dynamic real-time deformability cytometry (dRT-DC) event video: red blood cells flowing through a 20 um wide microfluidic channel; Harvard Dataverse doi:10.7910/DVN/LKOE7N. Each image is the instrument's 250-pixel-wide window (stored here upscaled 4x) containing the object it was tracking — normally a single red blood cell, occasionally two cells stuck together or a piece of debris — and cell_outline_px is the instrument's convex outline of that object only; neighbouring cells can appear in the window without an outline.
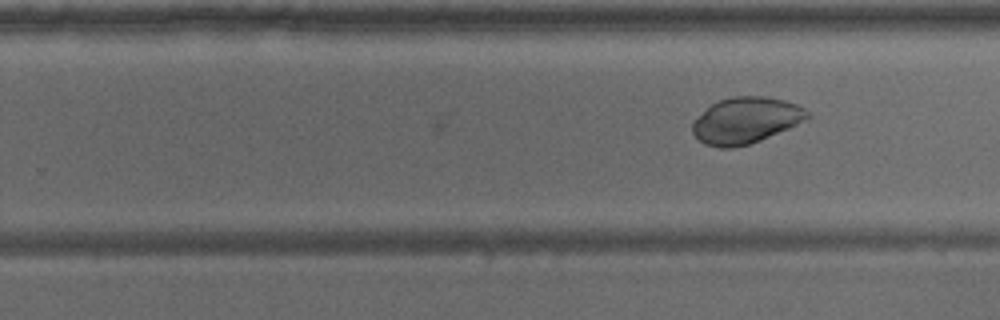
{"species": "common noctule bat (a hibernating species)", "species_latin": "Nyctalus noctula", "temperature_condition": "warm", "stored_images_in_passage": 17, "camera_frame_rate_fps": 3000, "um_per_image_px": 0.085, "animal": {"sex": "male", "body_mass_g": 15.6}, "frame": {"image": 1, "passage_image": 17, "time_ms": 5.333, "image_size_px": [1000, 320], "cell_outline_px": [[812, 116], [788, 128], [760, 140], [748, 144], [732, 148], [720, 148], [704, 144], [692, 132], [692, 120], [712, 104], [720, 100], [732, 96], [764, 96], [784, 100], [796, 104], [804, 108]], "centroid_in_image_um": [63.37, 10.23], "position_along_channel_um": 266.4, "area_um2": 30.75}}